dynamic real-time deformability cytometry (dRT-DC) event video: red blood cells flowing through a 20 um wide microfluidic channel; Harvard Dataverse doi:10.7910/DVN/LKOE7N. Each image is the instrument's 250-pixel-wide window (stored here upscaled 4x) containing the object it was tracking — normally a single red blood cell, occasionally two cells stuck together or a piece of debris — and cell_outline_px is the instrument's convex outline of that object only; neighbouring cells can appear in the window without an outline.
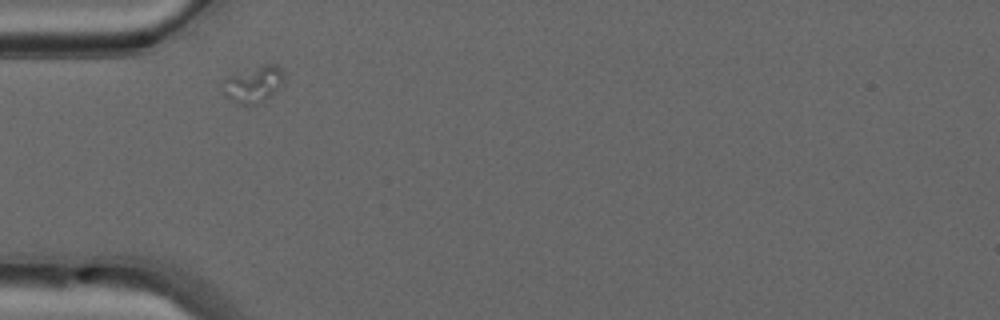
{"species": "common noctule bat (a hibernating species)", "species_latin": "Nyctalus noctula", "temperature_condition": "warm", "stored_images_in_passage": 9, "camera_frame_rate_fps": 3000, "um_per_image_px": 0.085, "animal": {"sex": "male", "forearm_length_mm": 52.5}, "frame": {"image": 1, "passage_image": 1, "time_ms": 0.0, "image_size_px": [1000, 320], "cell_outline_px": [[284, 76], [280, 84], [272, 96], [252, 104], [240, 104], [224, 96], [220, 88], [224, 80], [228, 76], [264, 64], [276, 64], [284, 72]], "centroid_in_image_um": [21.5, 7.15], "position_along_channel_um": 63.5, "area_um2": 12.83}}